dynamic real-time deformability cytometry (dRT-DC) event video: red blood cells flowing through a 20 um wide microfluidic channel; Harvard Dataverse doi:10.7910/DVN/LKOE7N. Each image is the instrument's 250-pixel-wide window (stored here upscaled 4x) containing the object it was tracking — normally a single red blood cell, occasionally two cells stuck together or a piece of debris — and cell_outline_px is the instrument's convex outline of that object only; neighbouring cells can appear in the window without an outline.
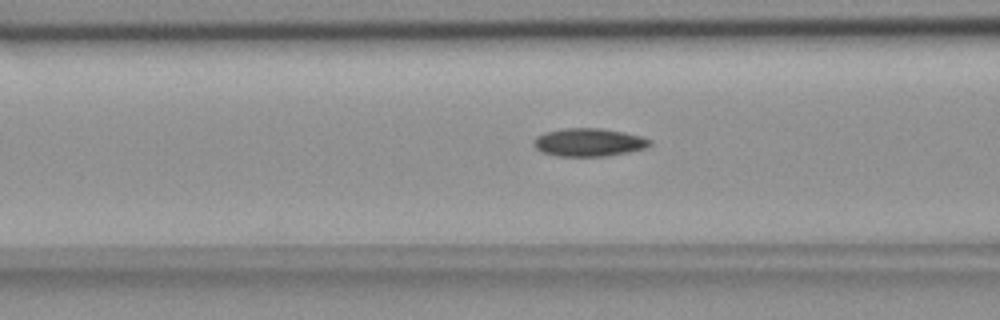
{"species": "common noctule bat (a hibernating species)", "species_latin": "Nyctalus noctula", "temperature_condition": "room temperature", "stored_images_in_passage": 56, "camera_frame_rate_fps": 3000, "um_per_image_px": 0.085, "animal": {"sex": "female", "body_mass_g": 18.4}, "frame": {"image": 1, "passage_image": 22, "time_ms": 7.0, "image_size_px": [1000, 320], "cell_outline_px": [[652, 144], [644, 148], [628, 152], [604, 156], [556, 156], [540, 152], [532, 144], [536, 136], [544, 132], [564, 128], [600, 128], [624, 132], [640, 136], [652, 140]], "centroid_in_image_um": [50.01, 12.09], "position_along_channel_um": 116.6, "area_um2": 19.07}}
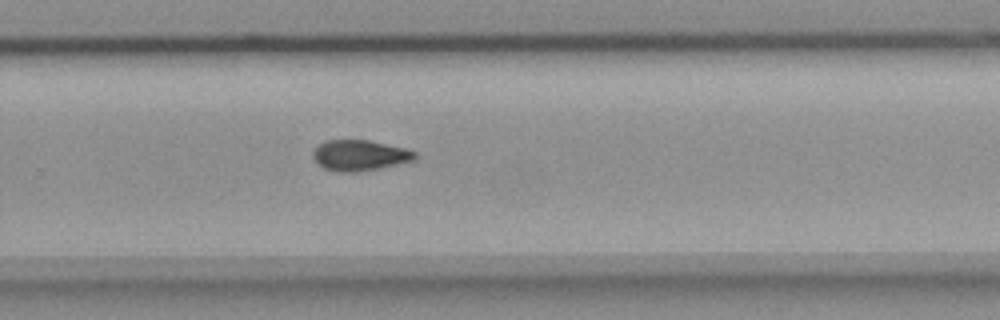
{"frame": {"image": 2, "passage_image": 37, "time_ms": 12.0, "image_size_px": [1000, 320], "cell_outline_px": [[416, 160], [380, 168], [356, 172], [340, 172], [324, 168], [312, 156], [312, 152], [316, 144], [324, 140], [368, 140], [408, 148], [416, 152]], "centroid_in_image_um": [30.58, 13.19], "position_along_channel_um": 299.2, "area_um2": 18.44}}
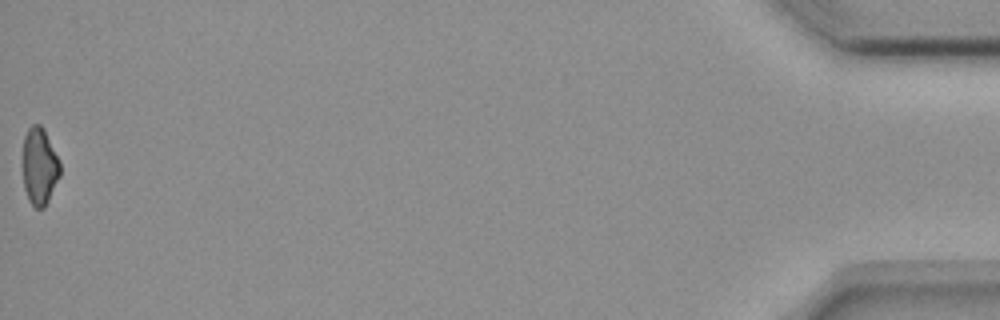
{"frame": {"image": 3, "passage_image": 56, "time_ms": 18.333, "image_size_px": [1000, 320], "cell_outline_px": [[60, 176], [44, 208], [36, 208], [28, 200], [24, 188], [24, 136], [28, 128], [32, 124], [40, 124], [44, 128], [60, 160]], "centroid_in_image_um": [3.38, 14.12], "position_along_channel_um": 431.8, "area_um2": 16.7}, "authors_computed_cell_mechanics": {"area_um2": 18.1492, "velocity_mm_per_s": 3.6645, "shape_relaxation_time_tau1_ms": 5.4202, "shape_relaxation_time_tau2_ms": null, "deformation_change_tau1": 0.1512, "deformation_change_tau2": null}}